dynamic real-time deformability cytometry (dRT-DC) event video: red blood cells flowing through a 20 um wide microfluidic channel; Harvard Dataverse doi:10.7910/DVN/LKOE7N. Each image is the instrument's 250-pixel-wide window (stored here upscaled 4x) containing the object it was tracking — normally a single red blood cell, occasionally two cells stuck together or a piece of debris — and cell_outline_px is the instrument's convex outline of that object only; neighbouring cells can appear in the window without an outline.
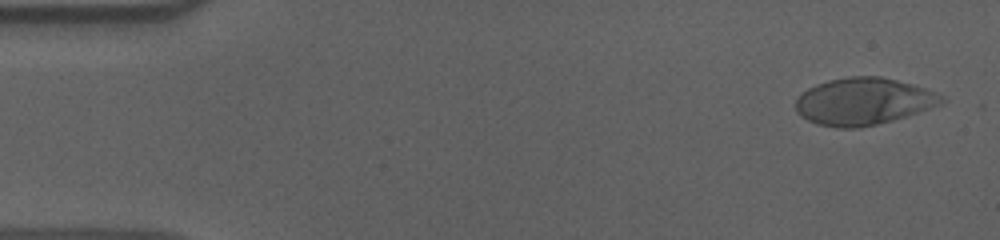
{"species": "human", "species_latin": "Homo sapiens", "temperature_condition": "cold", "stored_images_in_passage": 55, "camera_frame_rate_fps": 3000, "um_per_image_px": 0.085, "donor": {"sex": "male"}, "frame": {"image": 1, "passage_image": 2, "time_ms": 0.333, "image_size_px": [1000, 240], "cell_outline_px": [[948, 100], [940, 104], [892, 120], [860, 128], [840, 128], [816, 124], [808, 120], [796, 112], [796, 100], [808, 88], [816, 84], [828, 80], [852, 76], [880, 76], [896, 80], [924, 88], [944, 96]], "centroid_in_image_um": [73.37, 8.62], "position_along_channel_um": 11.6, "area_um2": 39.59}}
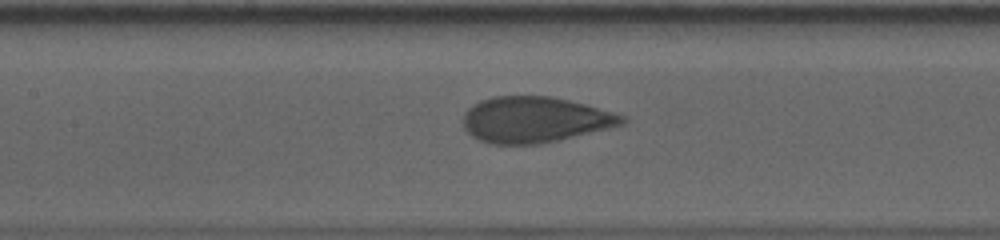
{"frame": {"image": 2, "passage_image": 25, "time_ms": 8.0, "image_size_px": [1000, 240], "cell_outline_px": [[628, 120], [624, 124], [608, 128], [540, 144], [488, 144], [472, 136], [464, 128], [460, 120], [464, 112], [472, 104], [480, 100], [492, 96], [548, 96], [568, 100], [584, 104], [612, 112], [624, 116]], "centroid_in_image_um": [45.38, 10.17], "position_along_channel_um": 162.0, "area_um2": 42.48}}
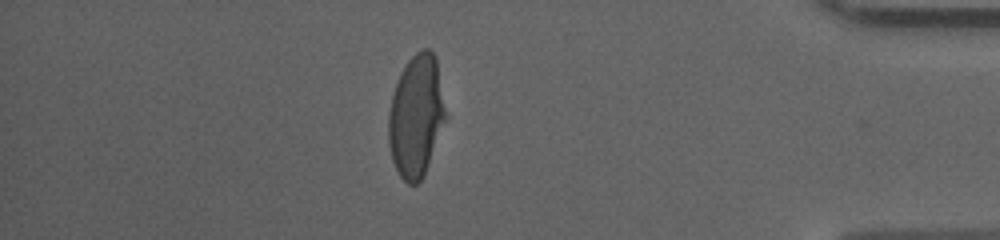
{"frame": {"image": 3, "passage_image": 48, "time_ms": 15.667, "image_size_px": [1000, 240], "cell_outline_px": [[444, 120], [424, 176], [416, 184], [408, 184], [400, 176], [392, 160], [388, 144], [388, 112], [392, 96], [400, 72], [408, 60], [416, 52], [424, 48], [428, 48], [436, 56], [444, 108]], "centroid_in_image_um": [35.33, 9.86], "position_along_channel_um": 399.9, "area_um2": 40.0}, "authors_computed_cell_mechanics": {"area_um2": 41.9628, "velocity_mm_per_s": 3.6105, "shape_relaxation_time_tau1_ms": 3.8259, "shape_relaxation_time_tau2_ms": null, "deformation_change_tau1": 0.1778, "deformation_change_tau2": null}}